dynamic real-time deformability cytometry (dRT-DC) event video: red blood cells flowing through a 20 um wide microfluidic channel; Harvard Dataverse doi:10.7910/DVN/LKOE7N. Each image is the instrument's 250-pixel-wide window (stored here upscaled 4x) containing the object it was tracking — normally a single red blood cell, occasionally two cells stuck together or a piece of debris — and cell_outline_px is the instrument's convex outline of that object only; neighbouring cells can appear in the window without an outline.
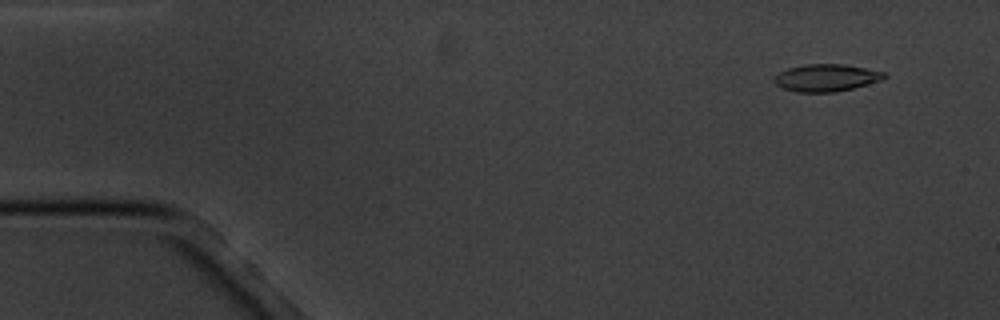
{"species": "common noctule bat (a hibernating species)", "species_latin": "Nyctalus noctula", "temperature_condition": "cold", "stored_images_in_passage": 5, "camera_frame_rate_fps": 3000, "um_per_image_px": 0.085, "animal": {"sex": "male", "body_mass_g": 20.1, "forearm_length_mm": 53.5}, "frame": {"image": 1, "passage_image": 1, "time_ms": 0.0, "image_size_px": [1000, 320], "cell_outline_px": [[888, 76], [880, 80], [852, 88], [836, 92], [796, 92], [784, 88], [776, 84], [772, 80], [780, 72], [788, 68], [804, 64], [844, 64], [884, 72]], "centroid_in_image_um": [70.21, 6.61], "position_along_channel_um": 14.8, "area_um2": 17.28}}
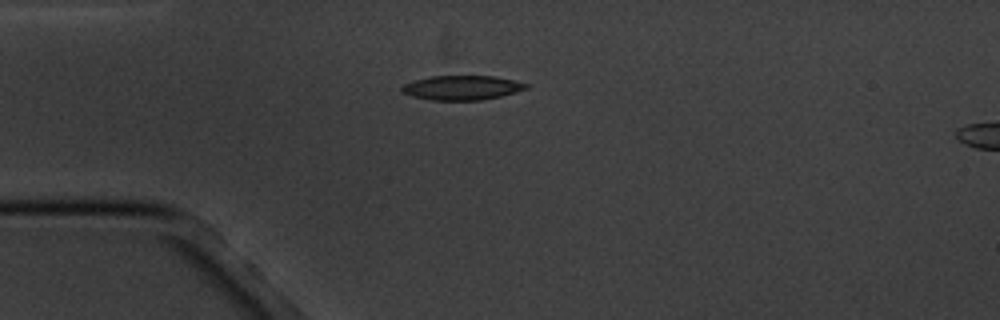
{"frame": {"image": 2, "passage_image": 4, "time_ms": 3.333, "image_size_px": [1000, 320], "cell_outline_px": [[528, 88], [516, 92], [500, 96], [480, 100], [432, 100], [412, 96], [404, 92], [400, 88], [404, 84], [416, 80], [432, 76], [496, 76], [528, 84]], "centroid_in_image_um": [39.28, 7.45], "position_along_channel_um": 45.7, "area_um2": 17.46}}